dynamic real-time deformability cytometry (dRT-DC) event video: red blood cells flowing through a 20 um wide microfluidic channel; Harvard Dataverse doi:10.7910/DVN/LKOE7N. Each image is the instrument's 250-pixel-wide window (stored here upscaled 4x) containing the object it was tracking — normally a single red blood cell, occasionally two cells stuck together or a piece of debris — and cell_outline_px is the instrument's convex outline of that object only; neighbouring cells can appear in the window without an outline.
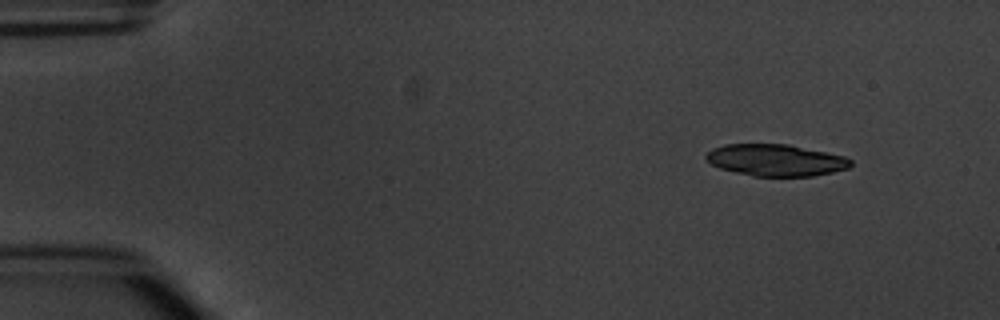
{"species": "common noctule bat (a hibernating species)", "species_latin": "Nyctalus noctula", "temperature_condition": "warm", "stored_images_in_passage": 5, "camera_frame_rate_fps": 3000, "um_per_image_px": 0.085, "animal": {"sex": "male", "body_mass_g": 20.1, "forearm_length_mm": 53.5}, "frame": {"image": 1, "passage_image": 1, "time_ms": 0.0, "image_size_px": [1000, 320], "cell_outline_px": [[852, 164], [848, 168], [832, 172], [812, 176], [752, 176], [720, 168], [712, 164], [704, 156], [712, 148], [724, 144], [788, 144], [844, 156], [852, 160]], "centroid_in_image_um": [65.93, 13.61], "position_along_channel_um": 19.1, "area_um2": 26.65}}